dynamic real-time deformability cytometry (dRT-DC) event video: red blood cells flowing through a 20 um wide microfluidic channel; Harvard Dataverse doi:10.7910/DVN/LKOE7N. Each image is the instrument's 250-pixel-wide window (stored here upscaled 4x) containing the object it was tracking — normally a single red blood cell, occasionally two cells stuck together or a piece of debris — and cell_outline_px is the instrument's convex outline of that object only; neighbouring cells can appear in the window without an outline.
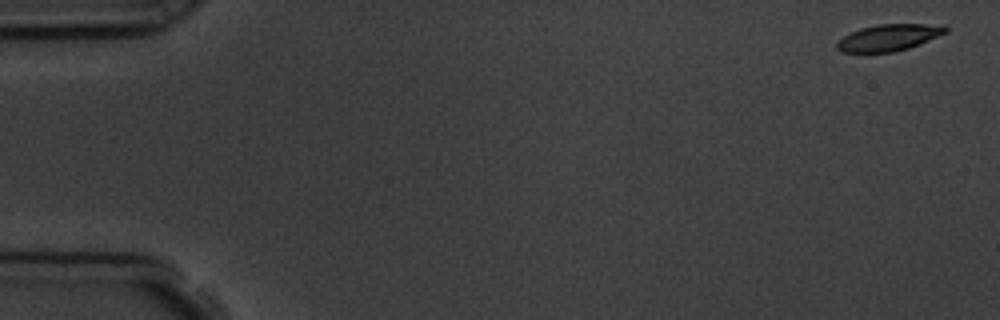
{"species": "common noctule bat (a hibernating species)", "species_latin": "Nyctalus noctula", "temperature_condition": "room temperature", "stored_images_in_passage": 5, "camera_frame_rate_fps": 3000, "um_per_image_px": 0.085, "animal": {"sex": "male", "body_mass_g": 19.5, "forearm_length_mm": 54.6}, "frame": {"image": 1, "passage_image": 1, "time_ms": 0.0, "image_size_px": [1000, 320], "cell_outline_px": [[948, 32], [908, 48], [896, 52], [840, 52], [836, 48], [836, 44], [844, 36], [860, 28], [876, 24], [944, 24], [948, 28]], "centroid_in_image_um": [75.57, 3.18], "position_along_channel_um": 9.4, "area_um2": 16.82}}
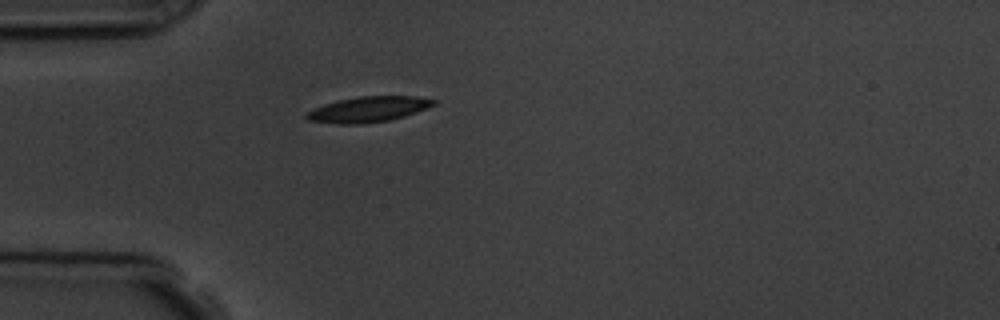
{"frame": {"image": 2, "passage_image": 5, "time_ms": 4.667, "image_size_px": [1000, 320], "cell_outline_px": [[436, 104], [416, 112], [404, 116], [388, 120], [360, 124], [340, 124], [308, 120], [304, 116], [304, 112], [324, 104], [340, 100], [360, 96], [416, 96], [436, 100]], "centroid_in_image_um": [31.28, 9.29], "position_along_channel_um": 53.7, "area_um2": 18.79}}